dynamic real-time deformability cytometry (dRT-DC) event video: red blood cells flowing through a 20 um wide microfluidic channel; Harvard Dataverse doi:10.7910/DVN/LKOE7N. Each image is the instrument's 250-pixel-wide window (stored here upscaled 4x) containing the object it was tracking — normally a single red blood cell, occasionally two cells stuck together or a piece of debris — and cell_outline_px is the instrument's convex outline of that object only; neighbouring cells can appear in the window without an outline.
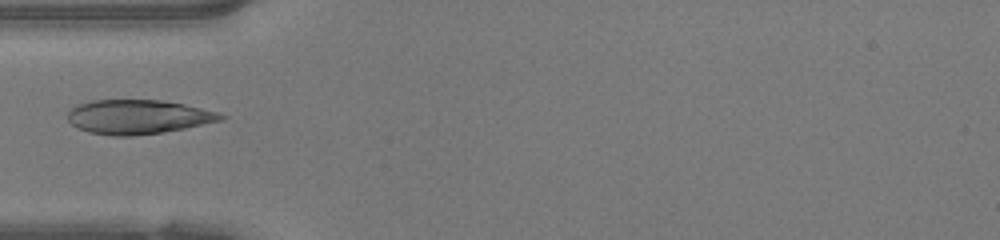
{"species": "human", "species_latin": "Homo sapiens", "temperature_condition": "warm", "stored_images_in_passage": 34, "camera_frame_rate_fps": 3000, "um_per_image_px": 0.085, "donor": {"sex": "female"}, "frame": {"image": 1, "passage_image": 1, "time_ms": 0.0, "image_size_px": [1000, 240], "cell_outline_px": [[228, 116], [224, 120], [184, 128], [160, 132], [132, 136], [112, 136], [88, 132], [76, 128], [68, 120], [68, 112], [72, 108], [80, 104], [92, 100], [160, 100], [184, 104], [220, 112]], "centroid_in_image_um": [11.76, 9.93], "position_along_channel_um": 73.2, "area_um2": 30.58}}
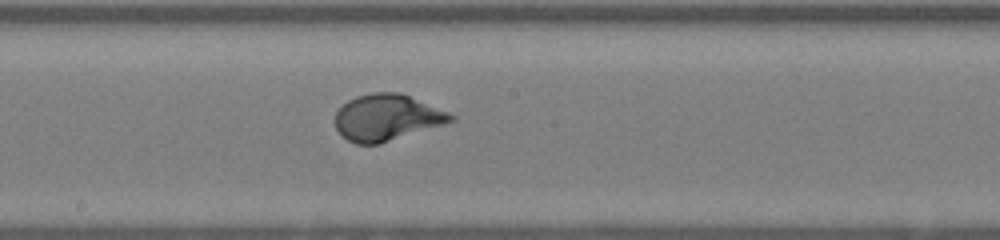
{"frame": {"image": 2, "passage_image": 11, "time_ms": 3.333, "image_size_px": [1000, 240], "cell_outline_px": [[456, 120], [444, 124], [380, 144], [356, 144], [348, 140], [336, 128], [336, 112], [348, 100], [356, 96], [372, 92], [400, 92], [448, 112], [456, 116]], "centroid_in_image_um": [32.89, 9.99], "position_along_channel_um": 215.3, "area_um2": 31.04}}
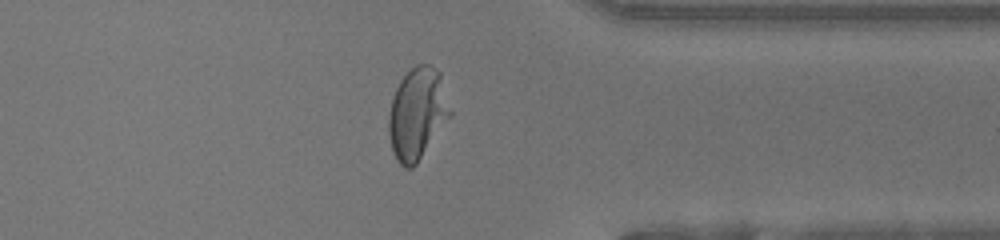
{"frame": {"image": 3, "passage_image": 23, "time_ms": 7.333, "image_size_px": [1000, 240], "cell_outline_px": [[452, 116], [416, 164], [412, 168], [404, 168], [396, 160], [392, 148], [388, 132], [388, 116], [392, 100], [396, 88], [400, 80], [416, 64], [428, 64], [440, 72], [452, 112]], "centroid_in_image_um": [35.48, 9.67], "position_along_channel_um": 375.9, "area_um2": 32.89}}